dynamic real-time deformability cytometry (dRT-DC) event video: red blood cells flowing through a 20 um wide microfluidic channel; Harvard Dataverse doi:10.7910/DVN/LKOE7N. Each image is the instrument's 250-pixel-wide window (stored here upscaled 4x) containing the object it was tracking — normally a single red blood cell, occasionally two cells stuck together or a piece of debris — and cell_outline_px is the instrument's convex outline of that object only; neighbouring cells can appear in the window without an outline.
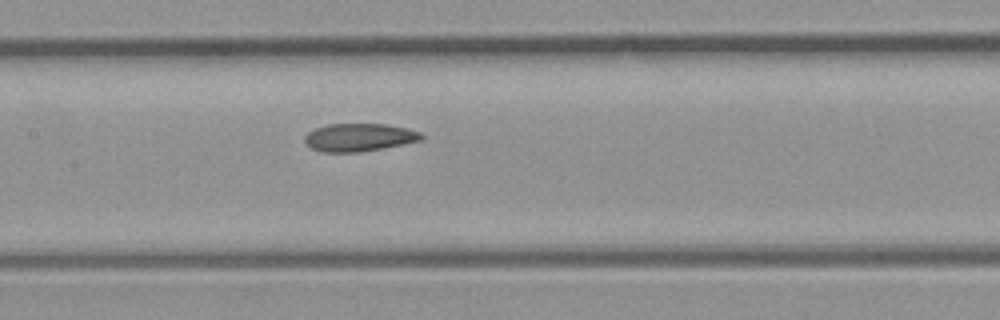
{"species": "common noctule bat (a hibernating species)", "species_latin": "Nyctalus noctula", "temperature_condition": "room temperature", "stored_images_in_passage": 7, "segment_of_instrument_passage": [1, 2], "camera_frame_rate_fps": 3000, "um_per_image_px": 0.085, "animal": {"sex": "male", "body_mass_g": 23.1, "forearm_length_mm": 52.7}, "frame": {"image": 1, "passage_image": 6, "time_ms": 1.667, "image_size_px": [1000, 320], "cell_outline_px": [[424, 136], [420, 140], [384, 148], [360, 152], [324, 152], [312, 148], [304, 140], [304, 136], [308, 132], [316, 128], [328, 124], [388, 124], [420, 132]], "centroid_in_image_um": [30.51, 11.67], "position_along_channel_um": 176.9, "area_um2": 18.79}}